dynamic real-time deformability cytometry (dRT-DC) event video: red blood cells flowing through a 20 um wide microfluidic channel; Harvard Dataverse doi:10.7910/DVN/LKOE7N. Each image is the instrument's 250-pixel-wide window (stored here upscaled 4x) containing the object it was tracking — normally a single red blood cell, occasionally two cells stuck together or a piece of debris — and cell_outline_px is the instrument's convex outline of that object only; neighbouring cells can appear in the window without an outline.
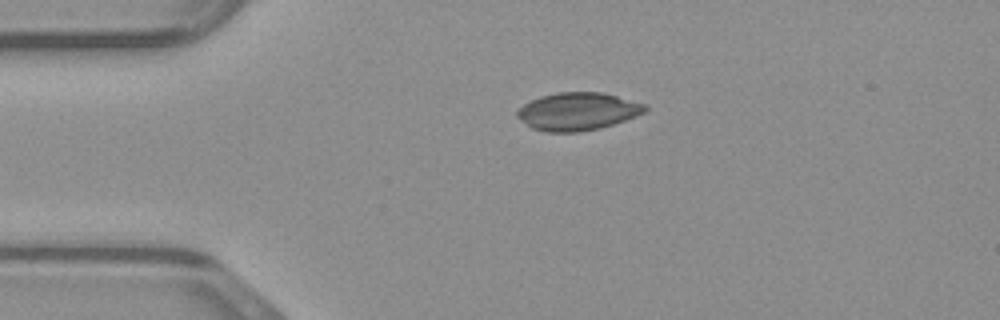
{"species": "common noctule bat (a hibernating species)", "species_latin": "Nyctalus noctula", "temperature_condition": "warm", "stored_images_in_passage": 39, "camera_frame_rate_fps": 3000, "um_per_image_px": 0.085, "animal": {"sex": "male", "body_mass_g": 23.1, "forearm_length_mm": 52.7}, "frame": {"image": 1, "passage_image": 1, "time_ms": 0.0, "image_size_px": [1000, 320], "cell_outline_px": [[648, 108], [644, 112], [636, 116], [600, 128], [580, 132], [548, 132], [532, 128], [516, 116], [516, 112], [524, 104], [540, 96], [560, 92], [604, 92], [644, 104]], "centroid_in_image_um": [49.09, 9.47], "position_along_channel_um": 35.9, "area_um2": 27.92}}
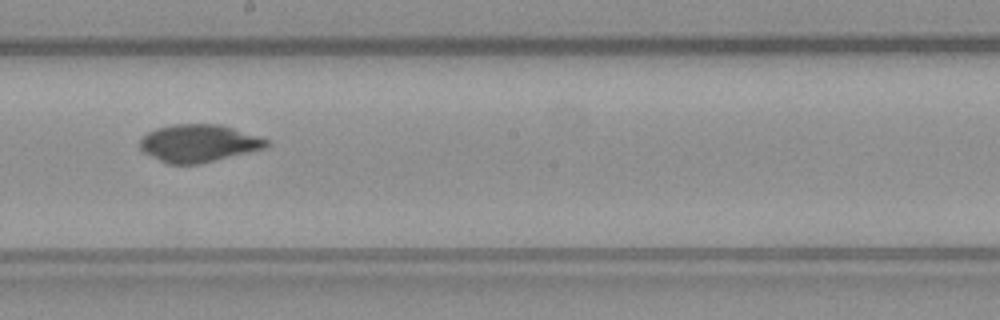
{"frame": {"image": 2, "passage_image": 17, "time_ms": 5.333, "image_size_px": [1000, 320], "cell_outline_px": [[272, 144], [264, 148], [200, 164], [168, 164], [144, 152], [140, 148], [140, 140], [148, 132], [156, 128], [172, 124], [220, 124], [268, 140]], "centroid_in_image_um": [16.87, 12.17], "position_along_channel_um": 231.3, "area_um2": 27.4}}
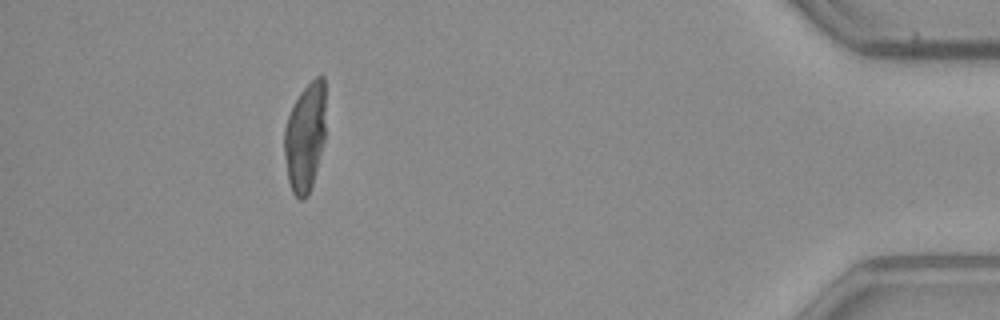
{"frame": {"image": 3, "passage_image": 34, "time_ms": 11.0, "image_size_px": [1000, 320], "cell_outline_px": [[324, 140], [312, 184], [308, 196], [304, 200], [300, 200], [292, 192], [288, 180], [284, 156], [284, 128], [288, 116], [300, 92], [316, 76], [324, 76]], "centroid_in_image_um": [25.91, 11.69], "position_along_channel_um": 409.3, "area_um2": 25.95}}